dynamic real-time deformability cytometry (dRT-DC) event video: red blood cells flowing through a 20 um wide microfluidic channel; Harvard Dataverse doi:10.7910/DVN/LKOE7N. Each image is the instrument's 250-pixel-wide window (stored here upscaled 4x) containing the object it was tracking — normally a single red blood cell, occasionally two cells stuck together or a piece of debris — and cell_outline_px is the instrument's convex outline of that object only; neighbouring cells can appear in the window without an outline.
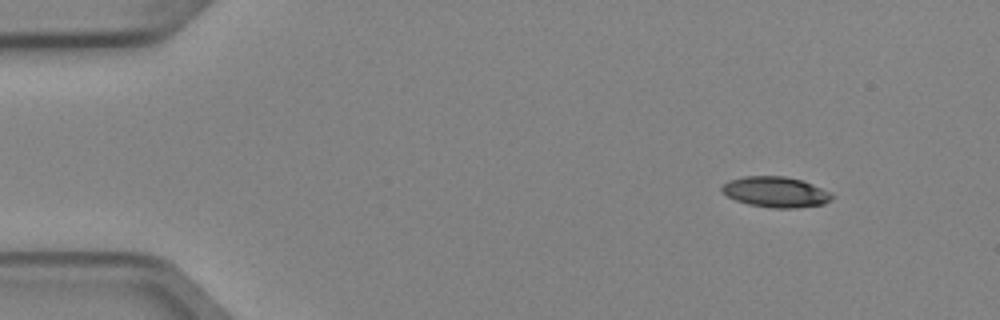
{"species": "Egyptian fruit bat (a non-hibernating species)", "species_latin": "Rousettus aegyptiacus", "temperature_condition": "cold", "stored_images_in_passage": 5, "camera_frame_rate_fps": 3000, "um_per_image_px": 0.085, "animal": {"sex": "female"}, "frame": {"image": 1, "passage_image": 1, "time_ms": 0.0, "image_size_px": [1000, 320], "cell_outline_px": [[832, 200], [824, 204], [796, 208], [772, 208], [748, 204], [736, 200], [720, 192], [720, 188], [728, 180], [744, 176], [784, 176], [800, 180], [812, 184], [832, 192]], "centroid_in_image_um": [65.92, 16.32], "position_along_channel_um": 19.1, "area_um2": 19.71}}
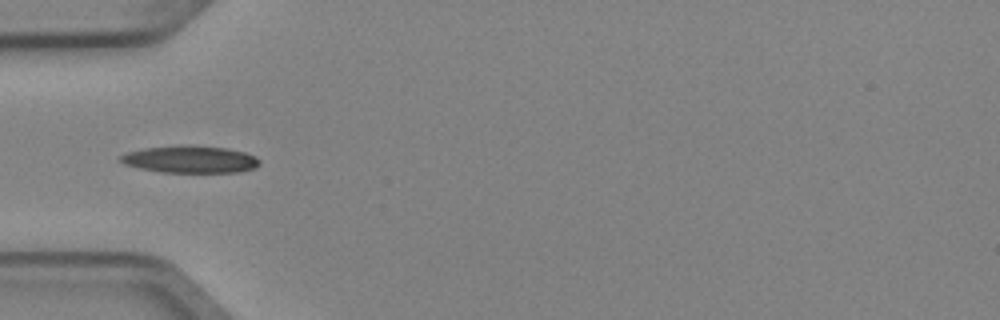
{"frame": {"image": 2, "passage_image": 4, "time_ms": 1.0, "image_size_px": [1000, 320], "cell_outline_px": [[260, 164], [256, 168], [240, 172], [160, 172], [140, 168], [124, 164], [120, 160], [120, 156], [128, 152], [144, 148], [228, 148], [244, 152], [256, 156], [260, 160]], "centroid_in_image_um": [16.23, 13.6], "position_along_channel_um": 68.8, "area_um2": 20.98}}
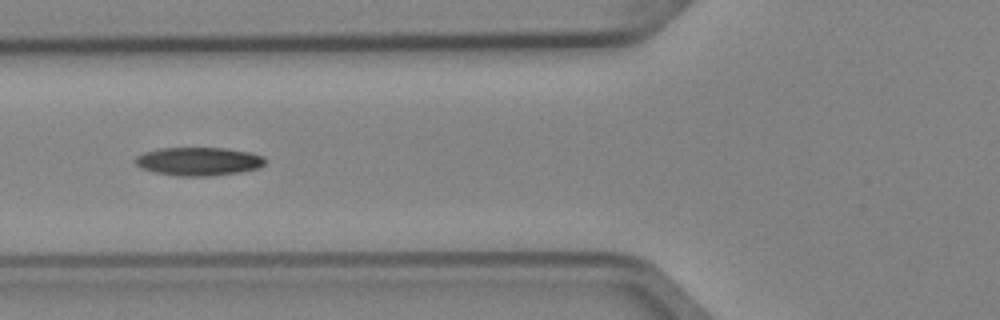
{"frame": {"image": 3, "passage_image": 5, "time_ms": 1.333, "image_size_px": [1000, 320], "cell_outline_px": [[264, 164], [260, 168], [240, 172], [208, 176], [176, 176], [156, 172], [140, 168], [132, 160], [136, 156], [144, 152], [160, 148], [224, 148], [248, 152], [264, 156]], "centroid_in_image_um": [16.85, 13.72], "position_along_channel_um": 109.0, "area_um2": 21.5}}